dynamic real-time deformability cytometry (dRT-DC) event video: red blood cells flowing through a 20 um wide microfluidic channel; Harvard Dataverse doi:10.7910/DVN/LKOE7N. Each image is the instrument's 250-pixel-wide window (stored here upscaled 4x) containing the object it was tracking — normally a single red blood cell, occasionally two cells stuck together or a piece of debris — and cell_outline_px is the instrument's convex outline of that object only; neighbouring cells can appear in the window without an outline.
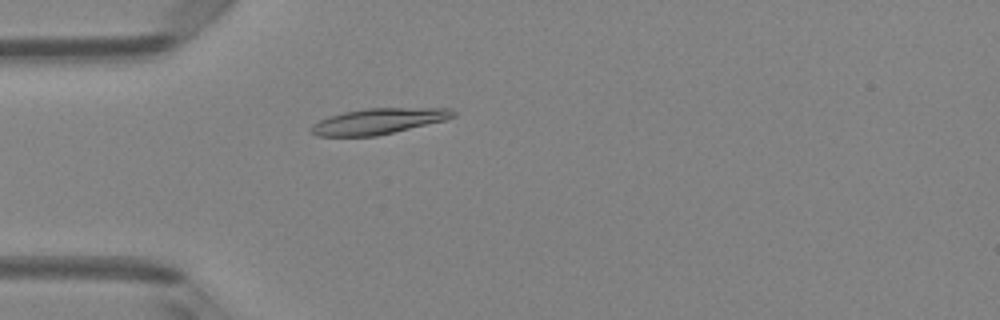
{"species": "Egyptian fruit bat (a non-hibernating species)", "species_latin": "Rousettus aegyptiacus", "temperature_condition": "room temperature", "stored_images_in_passage": 5, "camera_frame_rate_fps": 3000, "um_per_image_px": 0.085, "animal": {"sex": "female"}, "frame": {"image": 1, "passage_image": 5, "time_ms": 1.333, "image_size_px": [1000, 320], "cell_outline_px": [[456, 116], [444, 120], [376, 136], [316, 136], [308, 128], [312, 124], [328, 116], [344, 112], [364, 108], [452, 108], [456, 112]], "centroid_in_image_um": [32.14, 10.29], "position_along_channel_um": 52.9, "area_um2": 21.27}}